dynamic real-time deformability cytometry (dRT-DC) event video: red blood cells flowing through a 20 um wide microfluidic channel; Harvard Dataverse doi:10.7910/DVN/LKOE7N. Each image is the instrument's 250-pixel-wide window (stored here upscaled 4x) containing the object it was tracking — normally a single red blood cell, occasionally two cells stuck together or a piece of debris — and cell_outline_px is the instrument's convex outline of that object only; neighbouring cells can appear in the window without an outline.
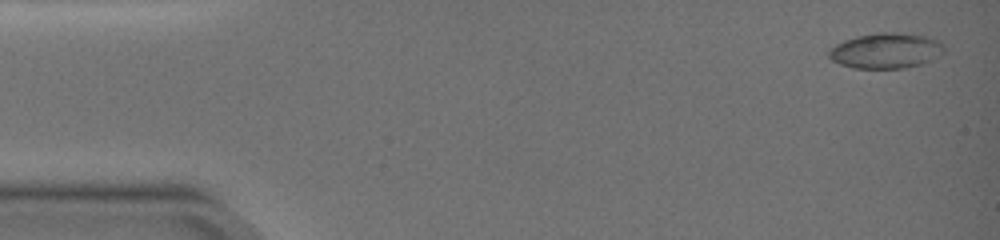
{"species": "common noctule bat (a hibernating species)", "species_latin": "Nyctalus noctula", "temperature_condition": "warm", "stored_images_in_passage": 23, "camera_frame_rate_fps": 3000, "um_per_image_px": 0.085, "animal": {"sex": "female", "body_mass_g": 19.0, "forearm_length_mm": 51.5}, "frame": {"image": 1, "passage_image": 1, "time_ms": 0.0, "image_size_px": [1000, 240], "cell_outline_px": [[944, 52], [940, 56], [932, 60], [920, 64], [904, 68], [852, 68], [840, 64], [832, 60], [828, 56], [828, 52], [836, 44], [844, 40], [856, 36], [880, 32], [892, 32], [928, 36], [940, 40], [944, 44]], "centroid_in_image_um": [75.34, 4.3], "position_along_channel_um": 9.7, "area_um2": 23.93}}
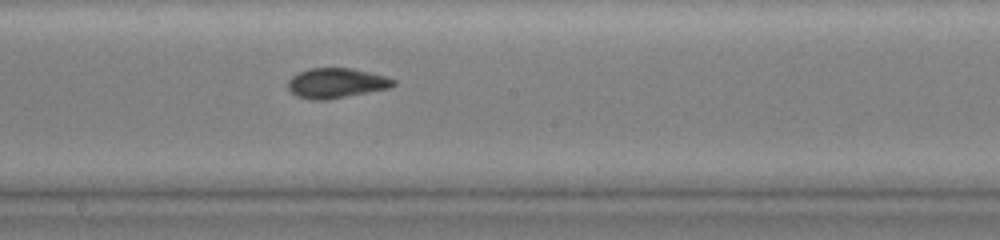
{"frame": {"image": 2, "passage_image": 14, "time_ms": 9.0, "image_size_px": [1000, 240], "cell_outline_px": [[396, 84], [388, 88], [328, 100], [312, 100], [296, 96], [288, 88], [288, 80], [292, 76], [308, 68], [352, 68], [388, 76], [396, 80]], "centroid_in_image_um": [28.59, 7.06], "position_along_channel_um": 219.6, "area_um2": 18.5}}
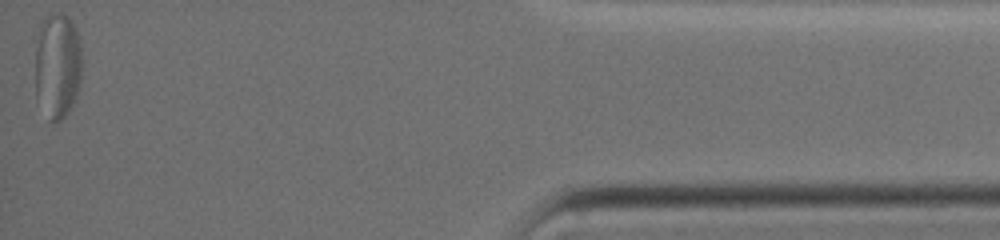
{"frame": {"image": 3, "passage_image": 23, "time_ms": 16.333, "image_size_px": [1000, 240], "cell_outline_px": [[80, 80], [76, 96], [68, 112], [60, 120], [52, 120], [36, 96], [36, 48], [44, 20], [52, 12], [60, 12], [68, 16], [76, 32], [80, 44]], "centroid_in_image_um": [4.9, 5.55], "position_along_channel_um": 430.3, "area_um2": 27.8}, "authors_computed_cell_mechanics": {"area_um2": 18.785, "velocity_mm_per_s": 3.7677, "shape_relaxation_time_tau1_ms": 5.0236, "shape_relaxation_time_tau2_ms": 2.466, "deformation_change_tau1": 0.1752, "deformation_change_tau2": 0.08}}